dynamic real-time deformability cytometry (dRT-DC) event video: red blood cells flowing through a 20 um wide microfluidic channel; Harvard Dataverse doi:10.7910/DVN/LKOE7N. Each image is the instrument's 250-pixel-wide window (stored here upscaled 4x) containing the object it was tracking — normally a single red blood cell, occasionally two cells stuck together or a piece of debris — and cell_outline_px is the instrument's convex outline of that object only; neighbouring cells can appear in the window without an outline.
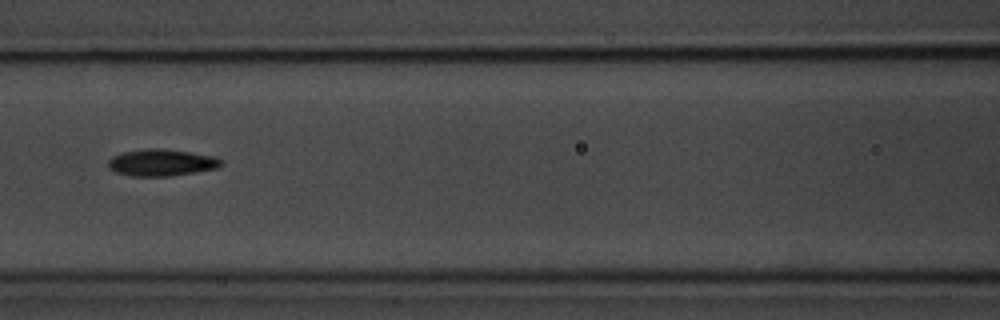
{"species": "common noctule bat (a hibernating species)", "species_latin": "Nyctalus noctula", "temperature_condition": "room temperature", "stored_images_in_passage": 10, "camera_frame_rate_fps": 3000, "um_per_image_px": 0.085, "animal": {"sex": "male", "body_mass_g": 20.1, "forearm_length_mm": 53.5}, "frame": {"image": 1, "passage_image": 5, "time_ms": 4.667, "image_size_px": [1000, 320], "cell_outline_px": [[224, 164], [216, 168], [196, 172], [168, 176], [132, 176], [116, 172], [108, 168], [108, 160], [112, 156], [124, 152], [148, 148], [160, 148], [188, 152], [212, 156], [224, 160]], "centroid_in_image_um": [13.72, 13.82], "position_along_channel_um": 152.9, "area_um2": 17.57}}
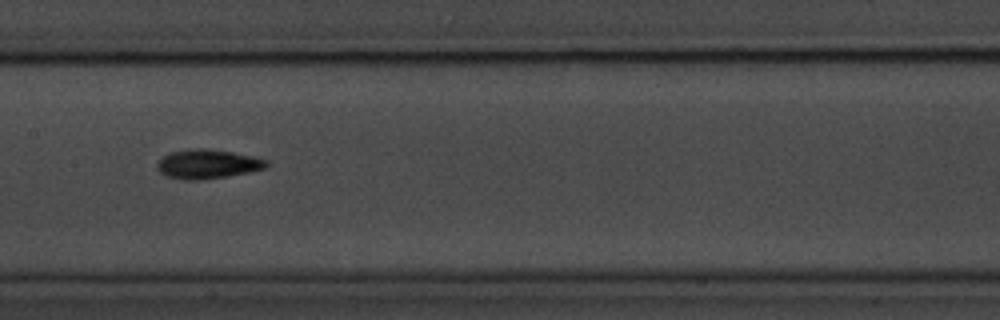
{"frame": {"image": 2, "passage_image": 6, "time_ms": 5.667, "image_size_px": [1000, 320], "cell_outline_px": [[268, 164], [264, 168], [248, 172], [228, 176], [200, 180], [184, 180], [168, 176], [160, 172], [156, 168], [156, 164], [164, 156], [172, 152], [200, 148], [232, 152], [268, 160]], "centroid_in_image_um": [17.63, 13.96], "position_along_channel_um": 189.8, "area_um2": 18.21}}
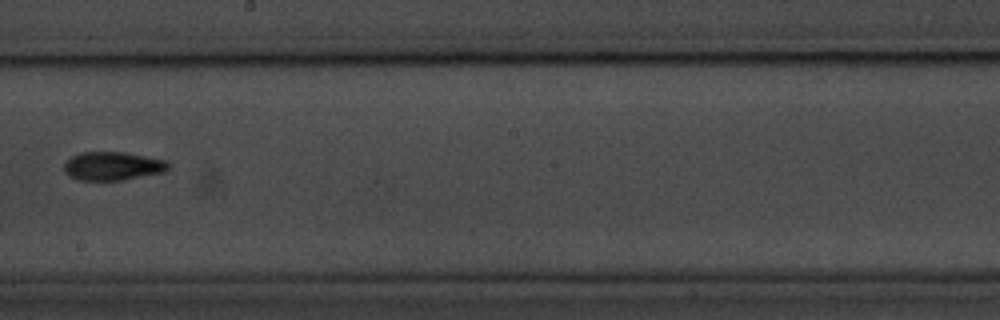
{"frame": {"image": 3, "passage_image": 7, "time_ms": 7.0, "image_size_px": [1000, 320], "cell_outline_px": [[172, 168], [164, 172], [120, 180], [80, 180], [64, 172], [64, 164], [72, 156], [80, 152], [128, 152], [168, 160], [172, 164]], "centroid_in_image_um": [9.66, 14.09], "position_along_channel_um": 238.5, "area_um2": 17.51}}